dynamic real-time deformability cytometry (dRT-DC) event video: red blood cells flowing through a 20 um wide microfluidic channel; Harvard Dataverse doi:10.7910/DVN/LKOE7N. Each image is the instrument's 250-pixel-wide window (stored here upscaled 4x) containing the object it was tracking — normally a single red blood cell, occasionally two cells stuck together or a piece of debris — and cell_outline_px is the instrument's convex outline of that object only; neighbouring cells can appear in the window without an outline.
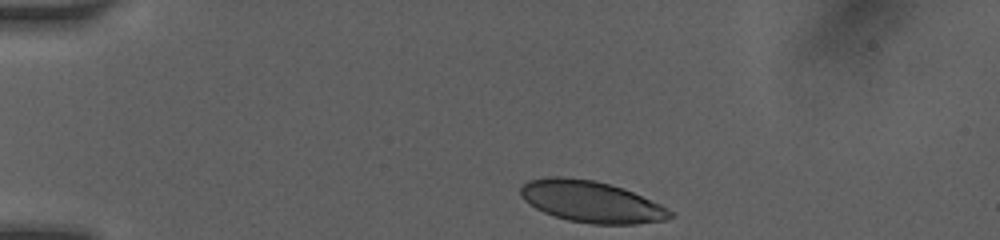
{"species": "human", "species_latin": "Homo sapiens", "temperature_condition": "room temperature", "stored_images_in_passage": 5, "camera_frame_rate_fps": 3000, "um_per_image_px": 0.085, "donor": {"sex": "female"}, "frame": {"image": 1, "passage_image": 1, "time_ms": 0.0, "image_size_px": [1000, 240], "cell_outline_px": [[676, 216], [668, 220], [636, 224], [592, 224], [568, 220], [544, 212], [536, 208], [524, 200], [520, 196], [520, 188], [528, 180], [552, 176], [564, 176], [592, 180], [624, 188], [660, 204], [676, 212]], "centroid_in_image_um": [50.3, 17.15], "position_along_channel_um": 34.7, "area_um2": 36.3}}
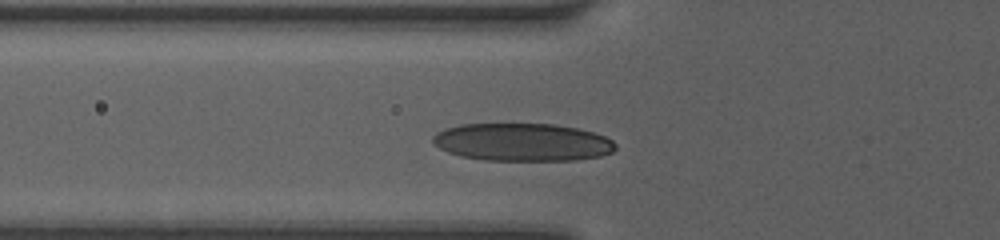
{"frame": {"image": 2, "passage_image": 5, "time_ms": 2.667, "image_size_px": [1000, 240], "cell_outline_px": [[616, 148], [612, 152], [600, 156], [576, 160], [484, 160], [460, 156], [448, 152], [440, 148], [432, 140], [432, 136], [436, 132], [444, 128], [460, 124], [556, 124], [580, 128], [604, 136], [612, 140], [616, 144]], "centroid_in_image_um": [44.4, 12.08], "position_along_channel_um": 81.4, "area_um2": 40.4}}